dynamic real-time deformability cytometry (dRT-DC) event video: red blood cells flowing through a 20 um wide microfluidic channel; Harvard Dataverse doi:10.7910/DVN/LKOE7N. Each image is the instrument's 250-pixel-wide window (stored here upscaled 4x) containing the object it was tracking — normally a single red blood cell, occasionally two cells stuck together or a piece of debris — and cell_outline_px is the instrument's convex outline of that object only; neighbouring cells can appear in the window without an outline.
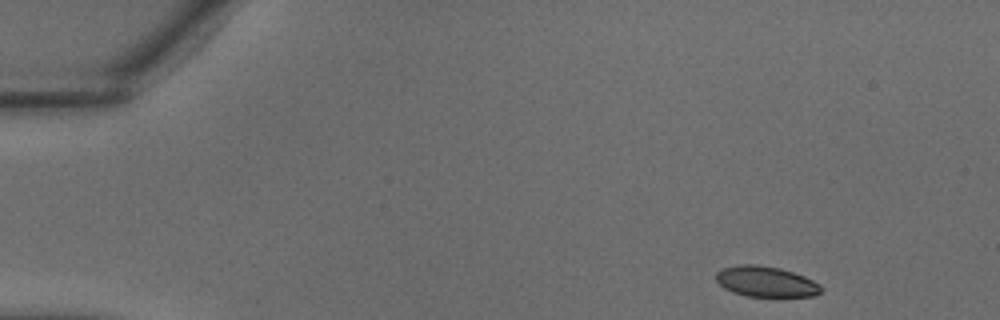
{"species": "common noctule bat (a hibernating species)", "species_latin": "Nyctalus noctula", "temperature_condition": "warm", "stored_images_in_passage": 7, "camera_frame_rate_fps": 3000, "um_per_image_px": 0.085, "animal": {"sex": "male", "body_mass_g": 18.8}, "frame": {"image": 1, "passage_image": 1, "time_ms": 0.0, "image_size_px": [1000, 320], "cell_outline_px": [[820, 292], [816, 296], [748, 296], [732, 292], [724, 288], [716, 280], [716, 272], [724, 268], [740, 264], [756, 264], [780, 268], [804, 276], [820, 284]], "centroid_in_image_um": [65.09, 23.93], "position_along_channel_um": 19.9, "area_um2": 18.55}}